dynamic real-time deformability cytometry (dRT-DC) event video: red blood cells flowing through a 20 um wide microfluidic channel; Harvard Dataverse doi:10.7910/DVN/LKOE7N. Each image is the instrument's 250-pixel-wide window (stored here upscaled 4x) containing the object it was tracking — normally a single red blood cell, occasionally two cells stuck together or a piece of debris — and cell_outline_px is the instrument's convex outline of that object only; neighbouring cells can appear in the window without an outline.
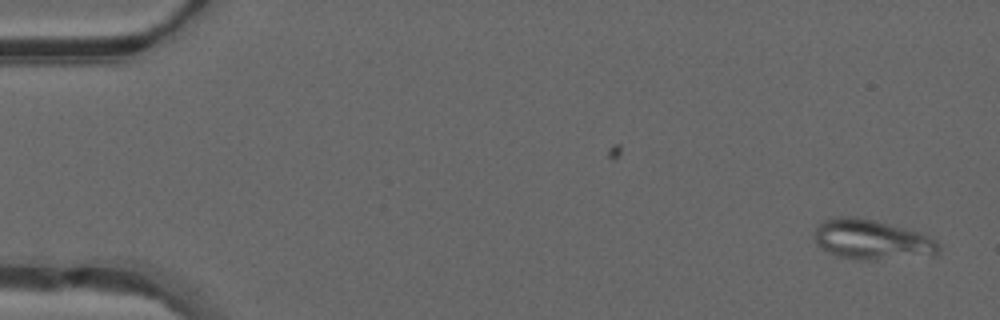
{"species": "common noctule bat (a hibernating species)", "species_latin": "Nyctalus noctula", "temperature_condition": "warm", "stored_images_in_passage": 48, "camera_frame_rate_fps": 3000, "um_per_image_px": 0.085, "animal": {"sex": "male", "forearm_length_mm": 52.5}, "frame": {"image": 1, "passage_image": 1, "time_ms": 0.0, "image_size_px": [1000, 320], "cell_outline_px": [[940, 256], [876, 260], [864, 260], [836, 256], [820, 248], [816, 244], [816, 228], [824, 220], [836, 216], [856, 216], [904, 228], [928, 236], [936, 240], [940, 244]], "centroid_in_image_um": [74.17, 20.4], "position_along_channel_um": 10.8, "area_um2": 29.25}}
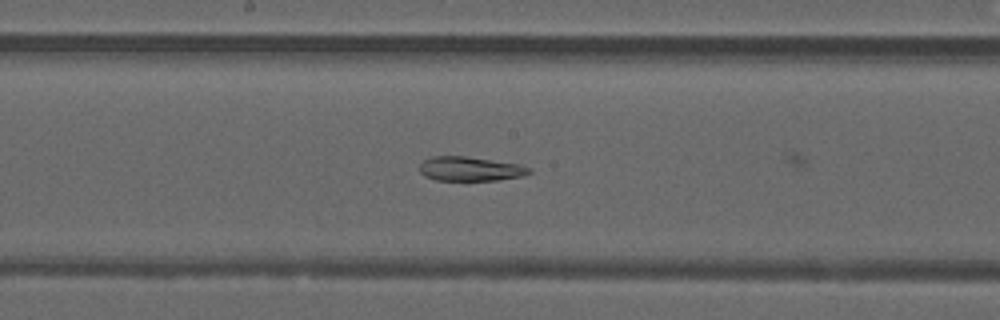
{"frame": {"image": 2, "passage_image": 25, "time_ms": 8.0, "image_size_px": [1000, 320], "cell_outline_px": [[532, 172], [524, 176], [496, 180], [436, 180], [424, 176], [420, 172], [420, 164], [424, 160], [432, 156], [464, 156], [520, 164], [532, 168]], "centroid_in_image_um": [39.99, 14.35], "position_along_channel_um": 208.2, "area_um2": 15.55}}
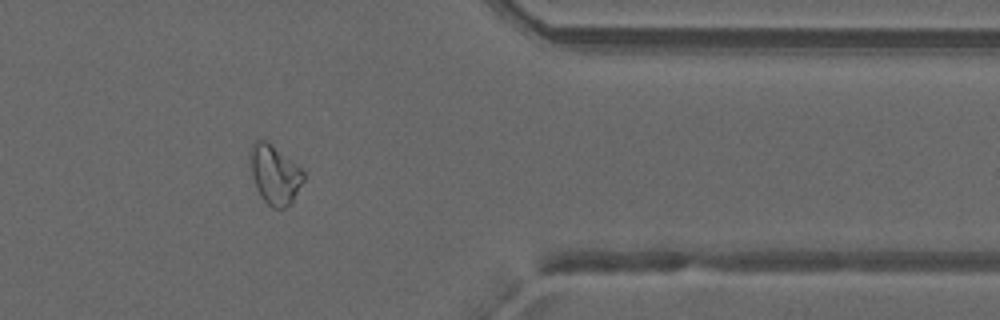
{"frame": {"image": 3, "passage_image": 39, "time_ms": 12.667, "image_size_px": [1000, 320], "cell_outline_px": [[304, 180], [292, 204], [284, 208], [272, 208], [260, 196], [252, 172], [248, 156], [248, 152], [252, 144], [256, 140], [268, 140], [300, 168], [304, 172]], "centroid_in_image_um": [23.35, 14.82], "position_along_channel_um": 388.1, "area_um2": 18.44}}